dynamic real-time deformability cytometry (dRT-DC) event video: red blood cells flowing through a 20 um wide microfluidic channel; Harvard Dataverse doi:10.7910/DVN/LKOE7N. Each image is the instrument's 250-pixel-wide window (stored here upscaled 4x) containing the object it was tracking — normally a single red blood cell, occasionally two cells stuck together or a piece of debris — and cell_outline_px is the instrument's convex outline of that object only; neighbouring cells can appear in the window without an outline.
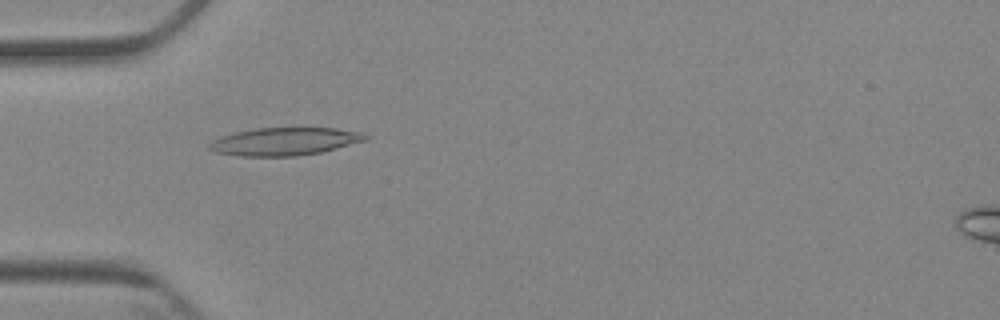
{"species": "Egyptian fruit bat (a non-hibernating species)", "species_latin": "Rousettus aegyptiacus", "temperature_condition": "cold", "stored_images_in_passage": 2, "camera_frame_rate_fps": 3000, "um_per_image_px": 0.085, "animal": {"sex": "female"}, "frame": {"image": 1, "passage_image": 1, "time_ms": 0.0, "image_size_px": [1000, 320], "cell_outline_px": [[372, 136], [368, 140], [320, 152], [296, 156], [240, 156], [216, 152], [208, 148], [208, 144], [212, 140], [220, 136], [252, 128], [336, 128], [364, 132]], "centroid_in_image_um": [24.23, 12.01], "position_along_channel_um": 60.8, "area_um2": 25.49}}
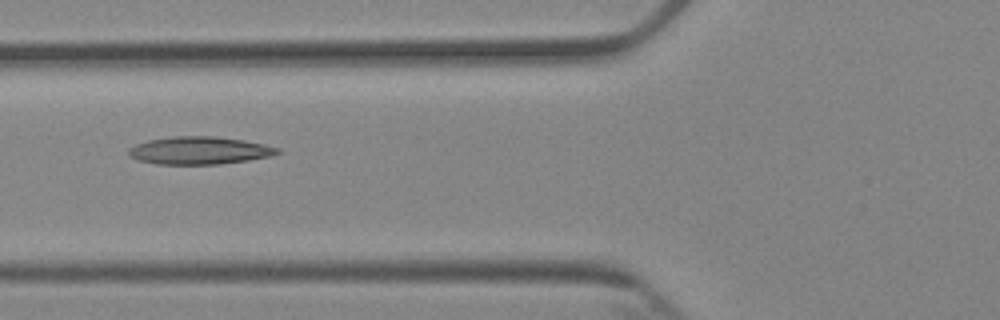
{"frame": {"image": 2, "passage_image": 2, "time_ms": 1.333, "image_size_px": [1000, 320], "cell_outline_px": [[280, 152], [272, 156], [248, 160], [220, 164], [156, 164], [136, 160], [128, 152], [128, 148], [136, 144], [148, 140], [172, 136], [216, 136], [244, 140], [264, 144], [280, 148]], "centroid_in_image_um": [16.96, 12.79], "position_along_channel_um": 108.8, "area_um2": 24.1}}